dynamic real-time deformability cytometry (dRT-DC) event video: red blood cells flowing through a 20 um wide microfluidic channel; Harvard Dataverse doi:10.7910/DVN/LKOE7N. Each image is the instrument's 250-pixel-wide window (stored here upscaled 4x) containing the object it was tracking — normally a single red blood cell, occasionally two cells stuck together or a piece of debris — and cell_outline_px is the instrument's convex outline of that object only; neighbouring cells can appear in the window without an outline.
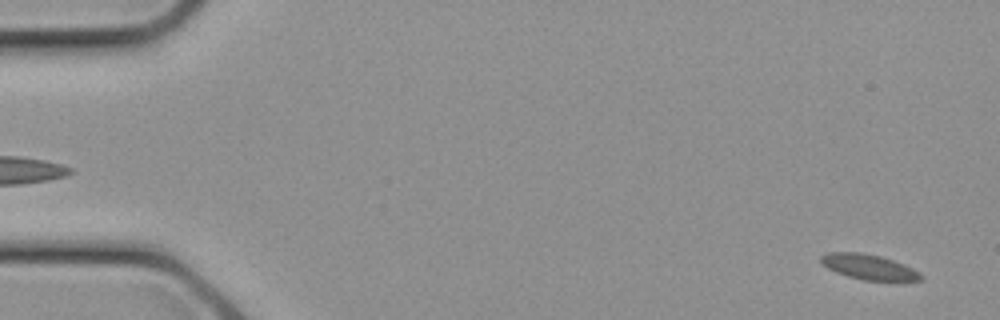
{"species": "common noctule bat (a hibernating species)", "species_latin": "Nyctalus noctula", "temperature_condition": "cold", "stored_images_in_passage": 10, "camera_frame_rate_fps": 3000, "um_per_image_px": 0.085, "animal": {"sex": "female", "body_mass_g": 21.9}, "frame": {"image": 1, "passage_image": 1, "time_ms": 0.0, "image_size_px": [1000, 320], "cell_outline_px": [[924, 280], [864, 280], [848, 276], [836, 272], [828, 268], [820, 260], [820, 256], [828, 252], [860, 252], [880, 256], [904, 264], [920, 272], [924, 276]], "centroid_in_image_um": [73.86, 22.68], "position_along_channel_um": 11.1, "area_um2": 14.51}}
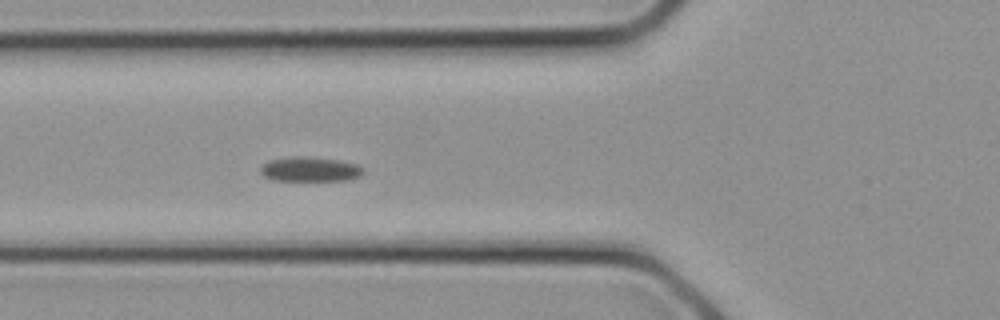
{"frame": {"image": 2, "passage_image": 10, "time_ms": 3.0, "image_size_px": [1000, 320], "cell_outline_px": [[364, 172], [360, 176], [348, 180], [272, 180], [264, 176], [260, 172], [260, 168], [268, 160], [288, 156], [304, 156], [340, 160], [356, 164], [364, 168]], "centroid_in_image_um": [26.34, 14.37], "position_along_channel_um": 99.5, "area_um2": 14.85}}